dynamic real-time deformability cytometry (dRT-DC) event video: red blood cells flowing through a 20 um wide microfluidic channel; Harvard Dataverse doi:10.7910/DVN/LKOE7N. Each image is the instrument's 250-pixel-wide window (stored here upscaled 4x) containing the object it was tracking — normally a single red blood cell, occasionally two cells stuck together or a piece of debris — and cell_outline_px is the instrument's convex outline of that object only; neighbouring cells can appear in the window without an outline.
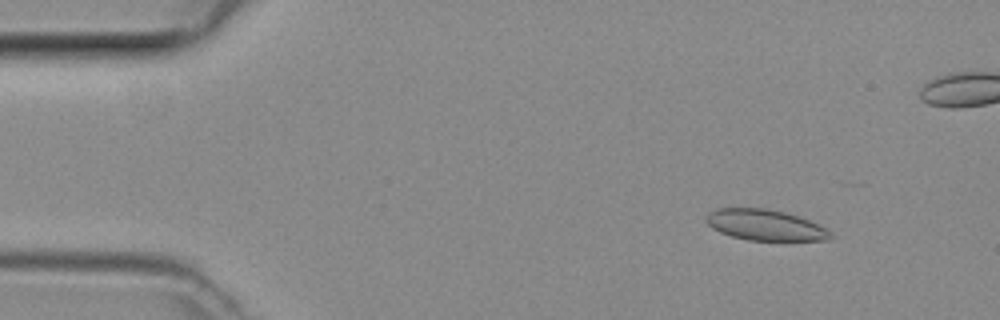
{"species": "common noctule bat (a hibernating species)", "species_latin": "Nyctalus noctula", "temperature_condition": "room temperature", "stored_images_in_passage": 22, "camera_frame_rate_fps": 3000, "um_per_image_px": 0.085, "animal": {"sex": "female", "body_mass_g": 29.2, "forearm_length_mm": 56.3}, "frame": {"image": 1, "passage_image": 6, "time_ms": 1.667, "image_size_px": [1000, 320], "cell_outline_px": [[836, 236], [828, 240], [748, 240], [732, 236], [720, 232], [712, 228], [704, 220], [704, 216], [708, 212], [716, 208], [768, 208], [784, 212], [808, 220], [828, 228]], "centroid_in_image_um": [65.04, 19.12], "position_along_channel_um": 20.0, "area_um2": 22.54}}